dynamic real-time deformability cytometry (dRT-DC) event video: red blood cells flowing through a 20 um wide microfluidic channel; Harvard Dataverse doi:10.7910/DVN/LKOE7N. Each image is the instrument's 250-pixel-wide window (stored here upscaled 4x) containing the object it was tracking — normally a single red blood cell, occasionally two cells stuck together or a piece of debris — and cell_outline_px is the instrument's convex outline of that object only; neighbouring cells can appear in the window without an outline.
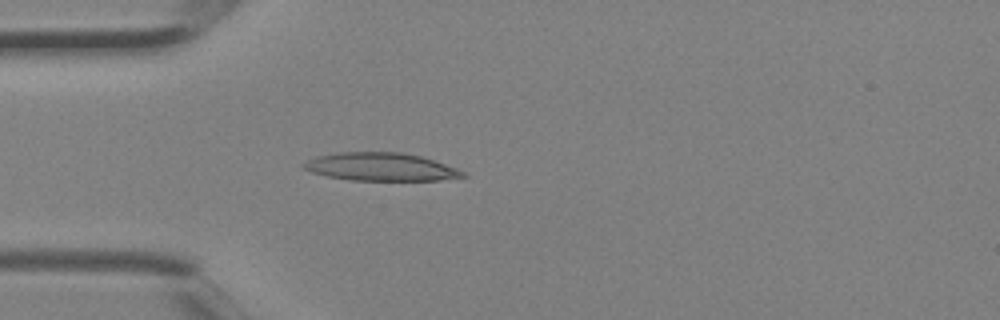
{"species": "Egyptian fruit bat (a non-hibernating species)", "species_latin": "Rousettus aegyptiacus", "temperature_condition": "room temperature", "stored_images_in_passage": 4, "camera_frame_rate_fps": 3000, "um_per_image_px": 0.085, "animal": {"sex": "female"}, "frame": {"image": 1, "passage_image": 4, "time_ms": 1.0, "image_size_px": [1000, 320], "cell_outline_px": [[468, 176], [440, 180], [352, 180], [328, 176], [312, 172], [304, 168], [300, 164], [316, 156], [340, 152], [404, 152], [420, 156], [456, 168], [464, 172]], "centroid_in_image_um": [32.35, 14.18], "position_along_channel_um": 52.6, "area_um2": 25.78}}